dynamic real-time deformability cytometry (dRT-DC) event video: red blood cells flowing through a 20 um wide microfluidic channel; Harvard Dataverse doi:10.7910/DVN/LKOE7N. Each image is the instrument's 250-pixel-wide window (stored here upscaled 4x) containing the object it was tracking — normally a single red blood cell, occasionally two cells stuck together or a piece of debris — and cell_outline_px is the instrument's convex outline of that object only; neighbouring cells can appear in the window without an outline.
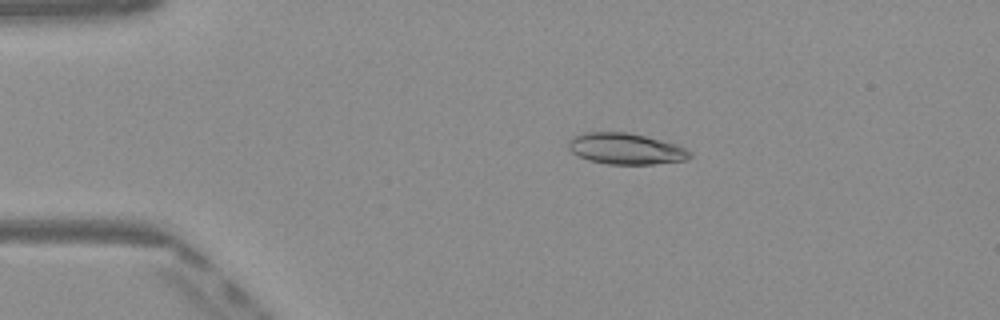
{"species": "Egyptian fruit bat (a non-hibernating species)", "species_latin": "Rousettus aegyptiacus", "temperature_condition": "warm", "stored_images_in_passage": 50, "camera_frame_rate_fps": 3000, "um_per_image_px": 0.085, "frame": {"image": 1, "passage_image": 10, "time_ms": 3.0, "image_size_px": [1000, 320], "cell_outline_px": [[692, 156], [684, 160], [652, 164], [608, 164], [588, 160], [572, 152], [568, 148], [568, 140], [572, 136], [584, 132], [628, 132], [676, 144], [692, 152]], "centroid_in_image_um": [53.16, 12.64], "position_along_channel_um": 31.8, "area_um2": 21.96}}
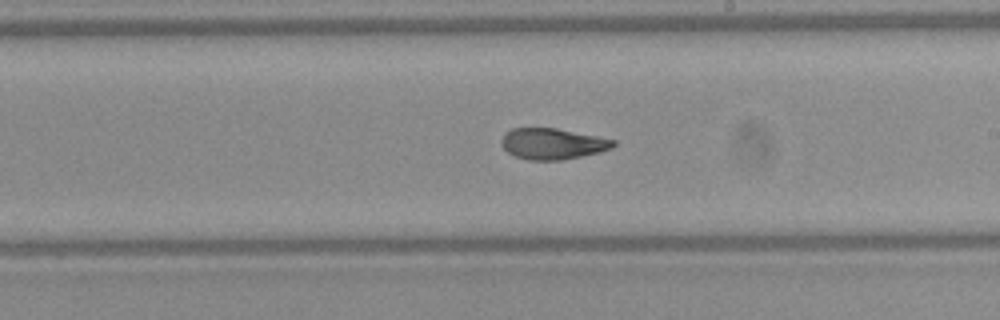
{"frame": {"image": 2, "passage_image": 29, "time_ms": 9.333, "image_size_px": [1000, 320], "cell_outline_px": [[616, 144], [612, 148], [600, 152], [560, 160], [528, 160], [516, 156], [508, 152], [500, 144], [500, 140], [504, 132], [512, 128], [556, 128], [616, 140]], "centroid_in_image_um": [46.94, 12.21], "position_along_channel_um": 242.1, "area_um2": 20.23}}
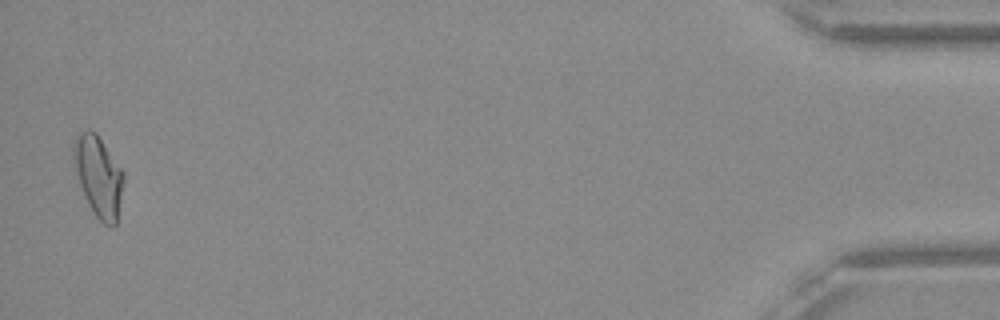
{"frame": {"image": 3, "passage_image": 49, "time_ms": 16.0, "image_size_px": [1000, 320], "cell_outline_px": [[124, 180], [116, 224], [112, 228], [104, 224], [96, 216], [88, 204], [84, 196], [80, 184], [72, 156], [72, 144], [76, 136], [80, 132], [88, 128], [96, 132], [124, 172]], "centroid_in_image_um": [8.36, 14.95], "position_along_channel_um": 426.8, "area_um2": 23.52}, "authors_computed_cell_mechanics": {"area_um2": 21.6172, "velocity_mm_per_s": 4.1015, "shape_relaxation_time_tau1_ms": null, "shape_relaxation_time_tau2_ms": 2.2638, "deformation_change_tau1": null, "deformation_change_tau2": 0.082}}